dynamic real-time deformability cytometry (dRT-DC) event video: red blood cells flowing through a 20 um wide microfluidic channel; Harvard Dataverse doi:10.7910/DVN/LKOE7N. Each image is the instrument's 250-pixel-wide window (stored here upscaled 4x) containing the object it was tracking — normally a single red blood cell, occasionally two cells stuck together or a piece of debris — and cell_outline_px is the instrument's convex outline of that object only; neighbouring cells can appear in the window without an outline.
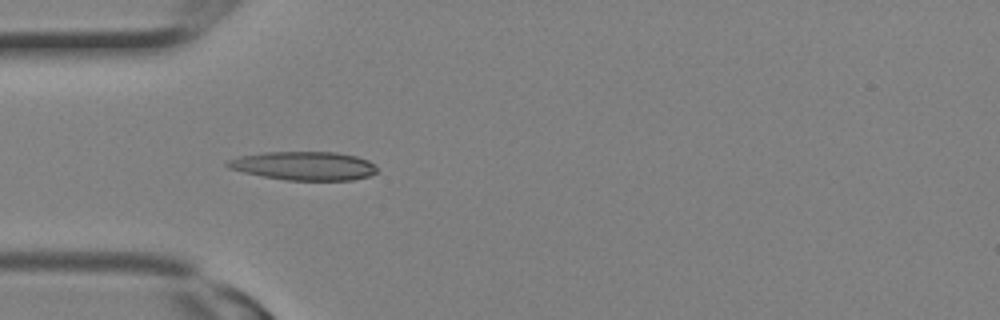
{"species": "Egyptian fruit bat (a non-hibernating species)", "species_latin": "Rousettus aegyptiacus", "temperature_condition": "room temperature", "stored_images_in_passage": 3, "camera_frame_rate_fps": 3000, "um_per_image_px": 0.085, "animal": {"sex": "female"}, "frame": {"image": 1, "passage_image": 3, "time_ms": 0.667, "image_size_px": [1000, 320], "cell_outline_px": [[376, 172], [368, 176], [352, 180], [284, 180], [244, 172], [228, 168], [224, 164], [228, 160], [240, 156], [264, 152], [336, 152], [356, 156], [368, 160], [376, 164]], "centroid_in_image_um": [25.84, 14.09], "position_along_channel_um": 59.2, "area_um2": 24.91}}